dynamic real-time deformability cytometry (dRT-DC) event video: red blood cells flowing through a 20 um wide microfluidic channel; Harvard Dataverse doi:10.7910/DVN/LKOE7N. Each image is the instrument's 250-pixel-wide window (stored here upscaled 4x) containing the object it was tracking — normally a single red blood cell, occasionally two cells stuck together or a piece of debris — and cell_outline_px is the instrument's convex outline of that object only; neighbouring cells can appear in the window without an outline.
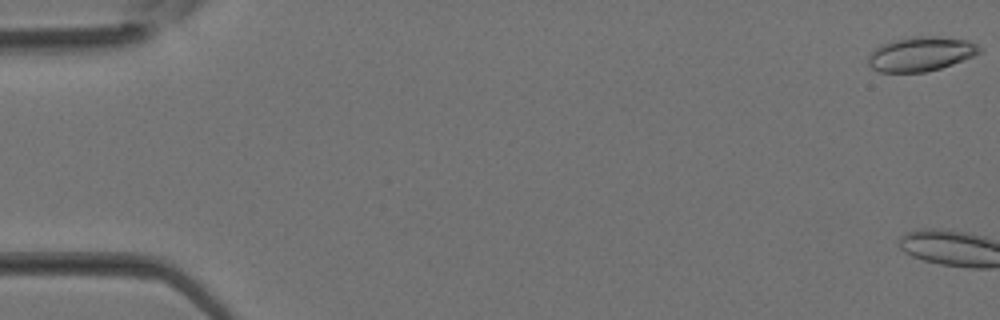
{"species": "Egyptian fruit bat (a non-hibernating species)", "species_latin": "Rousettus aegyptiacus", "temperature_condition": "room temperature", "stored_images_in_passage": 6, "camera_frame_rate_fps": 3000, "um_per_image_px": 0.085, "animal": {"sex": "female"}, "frame": {"image": 1, "passage_image": 1, "time_ms": 0.0, "image_size_px": [1000, 320], "cell_outline_px": [[980, 52], [972, 56], [952, 64], [940, 68], [924, 72], [880, 72], [872, 68], [868, 64], [868, 56], [880, 44], [908, 36], [936, 36], [968, 40], [976, 44], [980, 48]], "centroid_in_image_um": [78.24, 4.57], "position_along_channel_um": 6.8, "area_um2": 22.2}}